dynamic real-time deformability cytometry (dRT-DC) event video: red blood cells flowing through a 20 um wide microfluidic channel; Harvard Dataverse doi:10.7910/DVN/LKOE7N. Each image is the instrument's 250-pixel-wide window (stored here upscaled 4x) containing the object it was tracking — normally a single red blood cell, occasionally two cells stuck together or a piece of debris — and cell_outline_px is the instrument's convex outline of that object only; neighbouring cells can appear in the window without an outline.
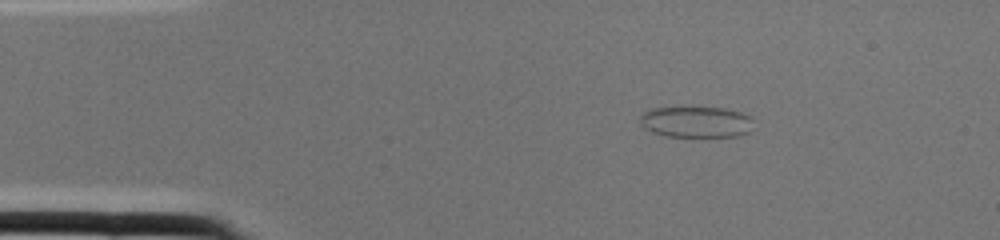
{"species": "common noctule bat (a hibernating species)", "species_latin": "Nyctalus noctula", "temperature_condition": "cold", "stored_images_in_passage": 1, "camera_frame_rate_fps": 3000, "um_per_image_px": 0.085, "animal": {"sex": "female", "body_mass_g": 22.0, "forearm_length_mm": 56.7}, "frame": {"image": 1, "passage_image": 1, "time_ms": 0.0, "image_size_px": [1000, 240], "cell_outline_px": [[752, 132], [736, 136], [664, 136], [652, 132], [644, 128], [640, 124], [640, 116], [648, 108], [724, 108], [740, 112], [752, 116]], "centroid_in_image_um": [59.18, 10.37], "position_along_channel_um": 25.8, "area_um2": 20.63}}